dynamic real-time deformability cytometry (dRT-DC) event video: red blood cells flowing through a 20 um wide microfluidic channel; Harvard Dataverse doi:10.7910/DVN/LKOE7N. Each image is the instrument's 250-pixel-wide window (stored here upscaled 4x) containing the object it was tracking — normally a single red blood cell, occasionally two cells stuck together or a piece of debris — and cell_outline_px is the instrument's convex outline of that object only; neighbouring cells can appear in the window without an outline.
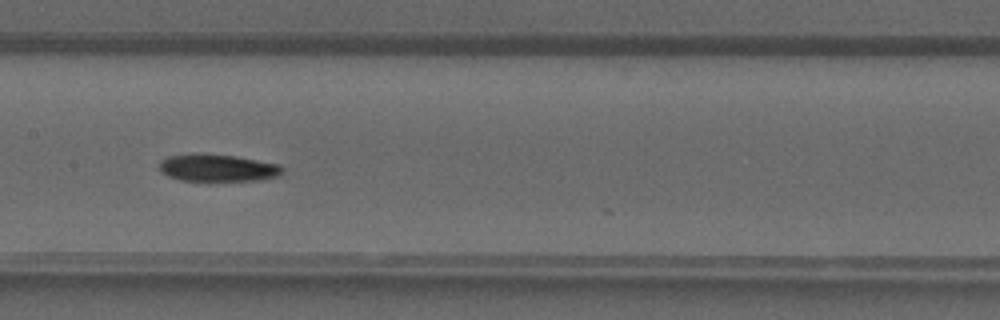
{"species": "common noctule bat (a hibernating species)", "species_latin": "Nyctalus noctula", "temperature_condition": "warm", "stored_images_in_passage": 15, "camera_frame_rate_fps": 3000, "um_per_image_px": 0.085, "animal": {"sex": "male", "forearm_length_mm": 52.5}, "frame": {"image": 1, "passage_image": 12, "time_ms": 3.667, "image_size_px": [1000, 320], "cell_outline_px": [[284, 172], [280, 176], [260, 180], [208, 184], [180, 180], [168, 176], [160, 168], [160, 160], [168, 156], [192, 152], [200, 152], [236, 156], [280, 164], [284, 168]], "centroid_in_image_um": [18.52, 14.3], "position_along_channel_um": 188.9, "area_um2": 20.98}}
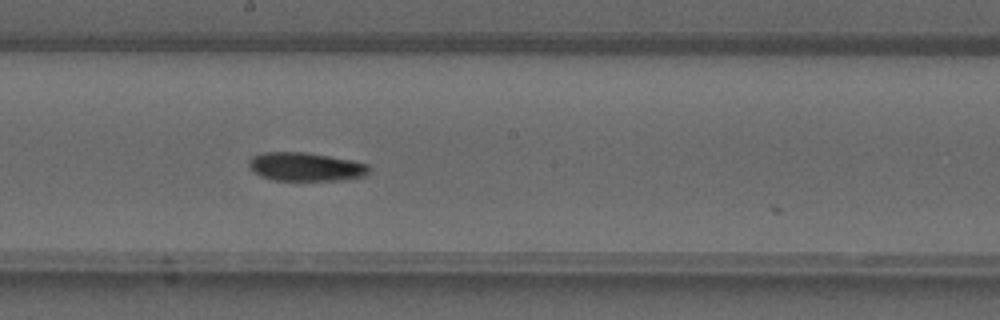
{"frame": {"image": 2, "passage_image": 14, "time_ms": 4.333, "image_size_px": [1000, 320], "cell_outline_px": [[372, 168], [368, 176], [344, 180], [272, 180], [260, 176], [248, 164], [248, 160], [252, 156], [264, 152], [304, 152], [328, 156], [368, 164]], "centroid_in_image_um": [26.02, 14.18], "position_along_channel_um": 222.2, "area_um2": 20.06}}